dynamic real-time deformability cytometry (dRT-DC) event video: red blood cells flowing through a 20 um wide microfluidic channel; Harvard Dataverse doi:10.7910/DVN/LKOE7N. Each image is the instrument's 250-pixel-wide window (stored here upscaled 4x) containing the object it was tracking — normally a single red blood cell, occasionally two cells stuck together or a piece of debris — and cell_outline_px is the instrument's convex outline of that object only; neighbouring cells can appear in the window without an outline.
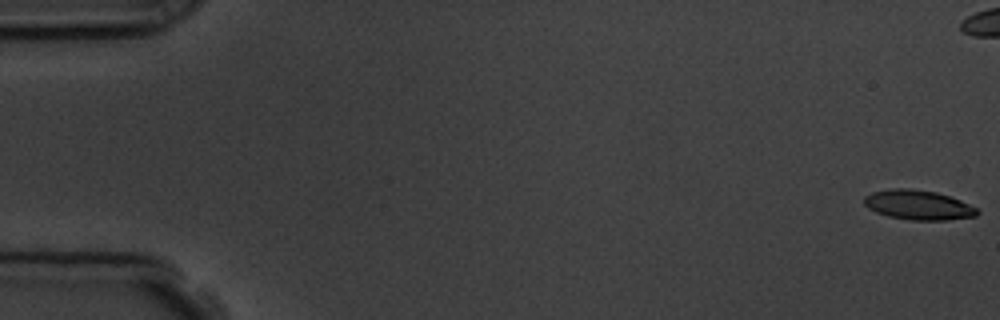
{"species": "common noctule bat (a hibernating species)", "species_latin": "Nyctalus noctula", "temperature_condition": "room temperature", "stored_images_in_passage": 10, "camera_frame_rate_fps": 3000, "um_per_image_px": 0.085, "animal": {"sex": "male", "body_mass_g": 19.5, "forearm_length_mm": 54.6}, "frame": {"image": 1, "passage_image": 1, "time_ms": 0.0, "image_size_px": [1000, 320], "cell_outline_px": [[980, 212], [976, 216], [948, 220], [908, 220], [888, 216], [876, 212], [868, 208], [864, 204], [864, 196], [872, 192], [892, 188], [912, 188], [936, 192], [960, 200], [976, 208]], "centroid_in_image_um": [78.03, 17.42], "position_along_channel_um": 7.0, "area_um2": 19.59}}